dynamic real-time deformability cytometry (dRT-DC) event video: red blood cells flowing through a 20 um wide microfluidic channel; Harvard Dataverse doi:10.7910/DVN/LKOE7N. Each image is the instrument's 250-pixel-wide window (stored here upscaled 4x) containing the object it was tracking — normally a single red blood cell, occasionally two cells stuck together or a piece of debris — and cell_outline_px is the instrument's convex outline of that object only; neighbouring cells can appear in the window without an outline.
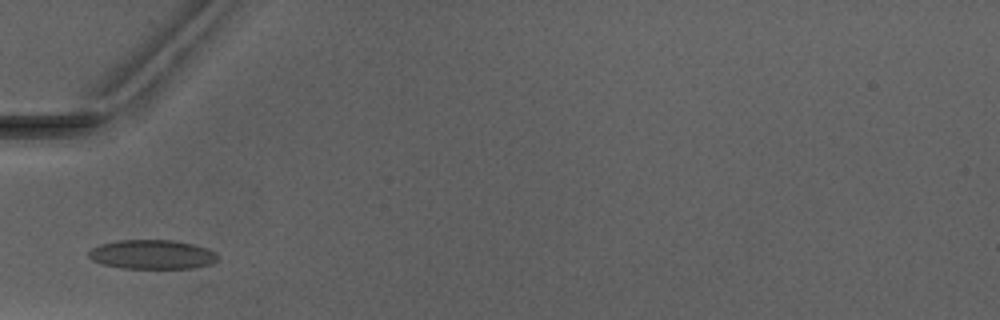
{"species": "Egyptian fruit bat (a non-hibernating species)", "species_latin": "Rousettus aegyptiacus", "temperature_condition": "warm", "stored_images_in_passage": 2, "camera_frame_rate_fps": 3000, "um_per_image_px": 0.085, "animal": {"sex": "male"}, "frame": {"image": 1, "passage_image": 1, "time_ms": 0.0, "image_size_px": [1000, 320], "cell_outline_px": [[220, 256], [212, 264], [192, 268], [120, 268], [100, 264], [92, 260], [88, 256], [88, 252], [92, 248], [100, 244], [116, 240], [172, 240], [192, 244], [216, 252]], "centroid_in_image_um": [12.9, 21.63], "position_along_channel_um": 72.1, "area_um2": 22.08}}
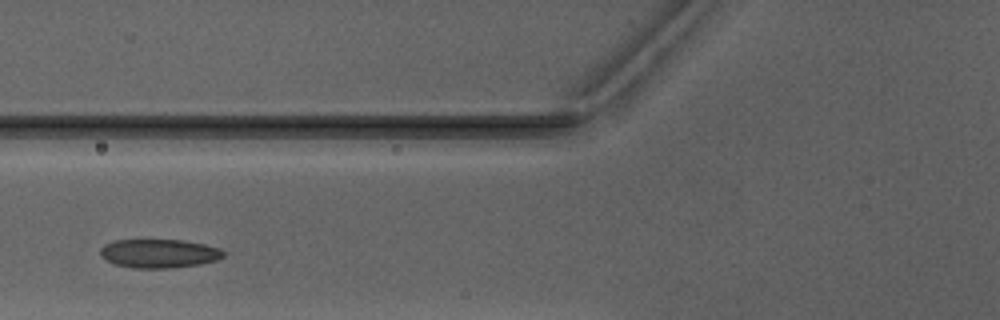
{"frame": {"image": 2, "passage_image": 2, "time_ms": 1.0, "image_size_px": [1000, 320], "cell_outline_px": [[224, 256], [216, 260], [200, 264], [172, 268], [132, 268], [116, 264], [100, 256], [100, 248], [104, 244], [112, 240], [184, 240], [204, 244], [220, 248], [224, 252]], "centroid_in_image_um": [13.51, 21.54], "position_along_channel_um": 112.3, "area_um2": 20.69}}